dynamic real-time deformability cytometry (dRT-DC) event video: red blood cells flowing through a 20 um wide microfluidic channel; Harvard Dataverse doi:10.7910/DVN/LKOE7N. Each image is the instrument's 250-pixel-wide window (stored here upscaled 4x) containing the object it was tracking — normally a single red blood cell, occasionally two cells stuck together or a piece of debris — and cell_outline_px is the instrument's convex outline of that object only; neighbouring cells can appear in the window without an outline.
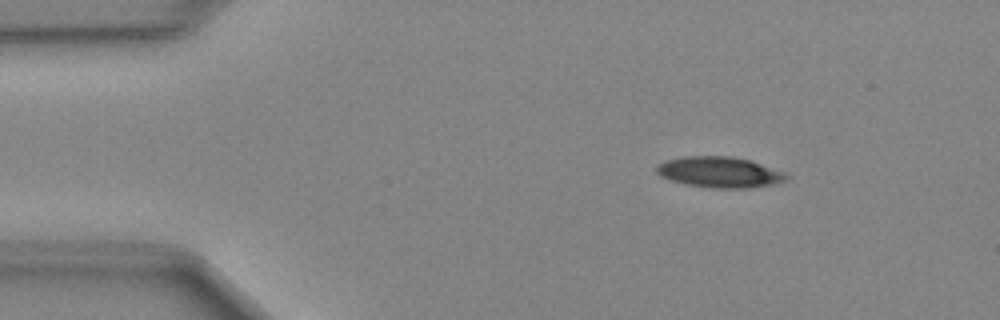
{"species": "Egyptian fruit bat (a non-hibernating species)", "species_latin": "Rousettus aegyptiacus", "temperature_condition": "cold", "stored_images_in_passage": 43, "camera_frame_rate_fps": 3000, "um_per_image_px": 0.085, "animal": {"sex": "female"}, "frame": {"image": 1, "passage_image": 2, "time_ms": 0.333, "image_size_px": [1000, 320], "cell_outline_px": [[792, 176], [784, 180], [772, 184], [744, 188], [716, 188], [684, 184], [660, 176], [656, 172], [656, 164], [664, 160], [680, 156], [732, 156], [748, 160], [784, 172]], "centroid_in_image_um": [61.1, 14.62], "position_along_channel_um": 23.9, "area_um2": 23.24}}
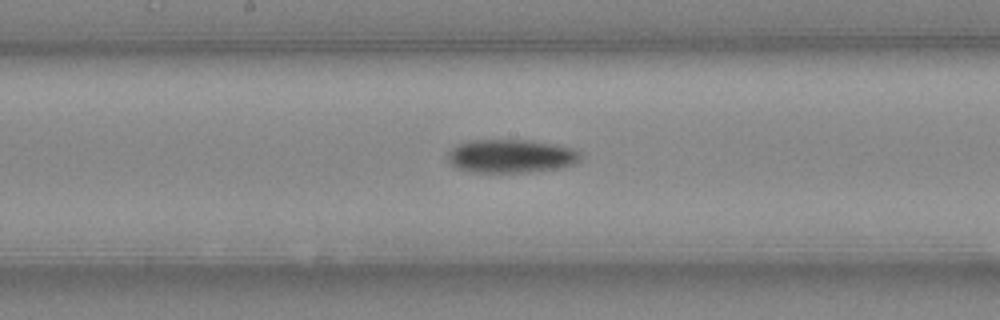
{"frame": {"image": 2, "passage_image": 20, "time_ms": 6.333, "image_size_px": [1000, 320], "cell_outline_px": [[584, 156], [576, 164], [560, 168], [528, 172], [472, 172], [460, 168], [452, 164], [448, 160], [448, 152], [456, 144], [468, 140], [532, 140], [556, 144], [576, 148]], "centroid_in_image_um": [43.51, 13.25], "position_along_channel_um": 204.7, "area_um2": 26.24}}
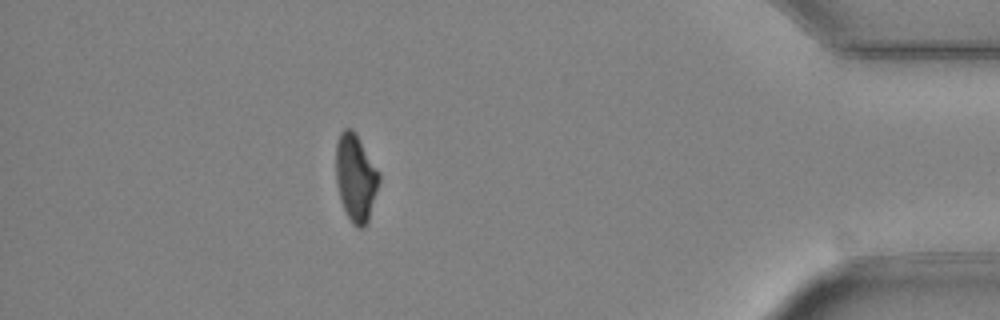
{"frame": {"image": 3, "passage_image": 38, "time_ms": 12.333, "image_size_px": [1000, 320], "cell_outline_px": [[380, 180], [368, 220], [364, 228], [356, 228], [352, 224], [340, 200], [336, 184], [336, 140], [340, 132], [344, 128], [352, 128], [356, 132], [380, 172]], "centroid_in_image_um": [30.23, 15.07], "position_along_channel_um": 405.0, "area_um2": 22.25}}